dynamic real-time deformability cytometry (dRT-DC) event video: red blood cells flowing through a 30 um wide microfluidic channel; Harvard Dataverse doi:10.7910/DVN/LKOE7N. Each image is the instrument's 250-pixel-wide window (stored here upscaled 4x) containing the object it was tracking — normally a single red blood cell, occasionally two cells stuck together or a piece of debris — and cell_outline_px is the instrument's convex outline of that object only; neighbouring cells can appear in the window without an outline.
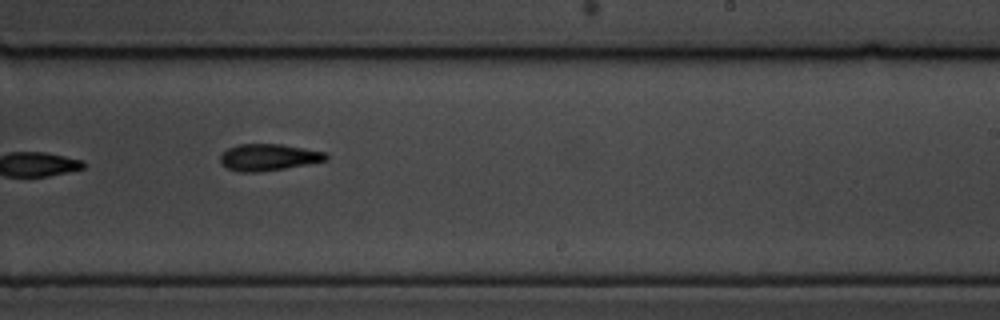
{"species": "common noctule bat (a hibernating species)", "species_latin": "Nyctalus noctula", "temperature_condition": "cold", "stored_images_in_passage": 12, "camera_frame_rate_fps": 3000, "um_per_image_px": 0.085, "animal": {"sex": "male", "body_mass_g": 19.5, "forearm_length_mm": 54.6}, "frame": {"image": 1, "passage_image": 7, "time_ms": 7.0, "image_size_px": [1000, 320], "cell_outline_px": [[328, 160], [284, 168], [260, 172], [236, 172], [220, 164], [220, 156], [228, 148], [240, 144], [280, 144], [324, 152], [328, 156]], "centroid_in_image_um": [22.78, 13.37], "position_along_channel_um": 266.2, "area_um2": 16.3}}
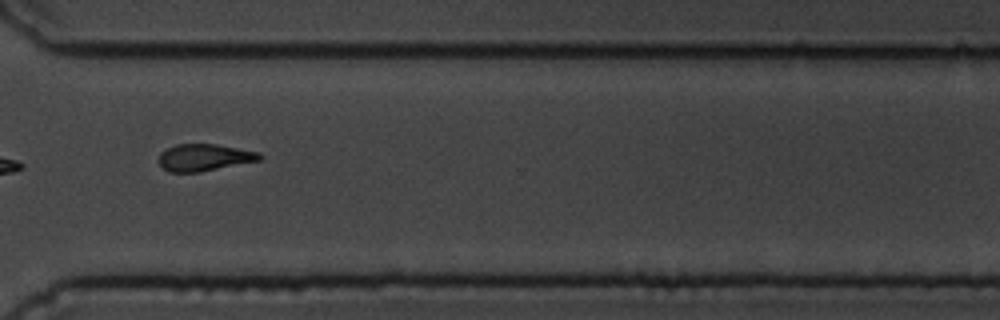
{"frame": {"image": 2, "passage_image": 9, "time_ms": 9.333, "image_size_px": [1000, 320], "cell_outline_px": [[264, 156], [260, 160], [200, 172], [168, 172], [160, 164], [160, 152], [176, 144], [216, 144], [260, 152]], "centroid_in_image_um": [17.39, 13.38], "position_along_channel_um": 353.2, "area_um2": 15.78}, "authors_computed_cell_mechanics": {"area_um2": 14.9702, "velocity_mm_per_s": 3.723, "shape_relaxation_time_tau1_ms": 3.9042, "shape_relaxation_time_tau2_ms": null, "deformation_change_tau1": 0.0988, "deformation_change_tau2": null}}